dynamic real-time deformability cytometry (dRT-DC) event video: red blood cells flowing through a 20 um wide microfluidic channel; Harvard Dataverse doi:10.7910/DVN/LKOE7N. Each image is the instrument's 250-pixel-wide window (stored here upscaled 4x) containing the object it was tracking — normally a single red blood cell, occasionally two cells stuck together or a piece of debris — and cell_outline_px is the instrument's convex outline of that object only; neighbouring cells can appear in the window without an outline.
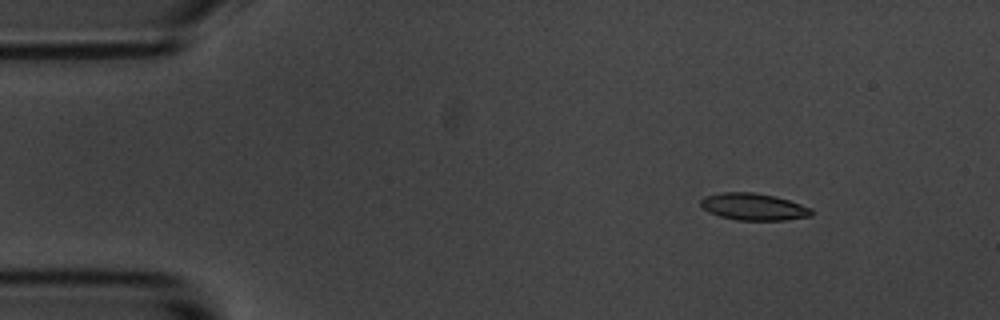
{"species": "common noctule bat (a hibernating species)", "species_latin": "Nyctalus noctula", "temperature_condition": "room temperature", "stored_images_in_passage": 10, "camera_frame_rate_fps": 3000, "um_per_image_px": 0.085, "animal": {"sex": "male", "body_mass_g": 20.1, "forearm_length_mm": 53.5}, "frame": {"image": 1, "passage_image": 1, "time_ms": 0.0, "image_size_px": [1000, 320], "cell_outline_px": [[812, 216], [784, 220], [736, 220], [720, 216], [708, 212], [700, 204], [700, 200], [704, 196], [724, 192], [756, 192], [776, 196], [812, 208]], "centroid_in_image_um": [64.05, 17.57], "position_along_channel_um": 20.9, "area_um2": 17.46}}
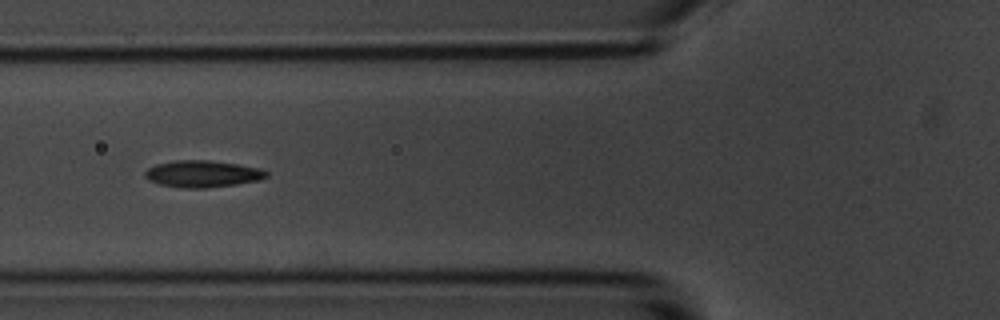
{"frame": {"image": 2, "passage_image": 5, "time_ms": 4.667, "image_size_px": [1000, 320], "cell_outline_px": [[268, 176], [260, 180], [236, 184], [208, 188], [184, 188], [160, 184], [148, 180], [144, 176], [144, 172], [148, 168], [156, 164], [176, 160], [208, 160], [236, 164], [260, 168], [268, 172]], "centroid_in_image_um": [17.21, 14.78], "position_along_channel_um": 108.6, "area_um2": 18.96}}
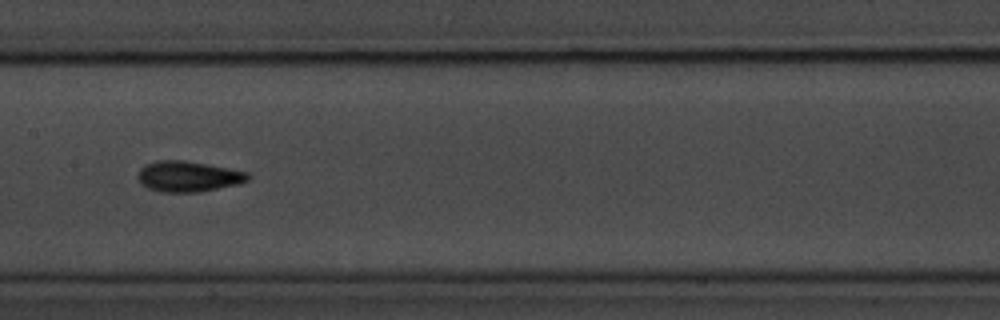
{"frame": {"image": 3, "passage_image": 7, "time_ms": 7.0, "image_size_px": [1000, 320], "cell_outline_px": [[248, 180], [240, 184], [200, 192], [160, 192], [148, 188], [140, 180], [140, 168], [148, 164], [160, 160], [184, 160], [208, 164], [248, 172]], "centroid_in_image_um": [16.05, 15.0], "position_along_channel_um": 191.3, "area_um2": 19.42}}